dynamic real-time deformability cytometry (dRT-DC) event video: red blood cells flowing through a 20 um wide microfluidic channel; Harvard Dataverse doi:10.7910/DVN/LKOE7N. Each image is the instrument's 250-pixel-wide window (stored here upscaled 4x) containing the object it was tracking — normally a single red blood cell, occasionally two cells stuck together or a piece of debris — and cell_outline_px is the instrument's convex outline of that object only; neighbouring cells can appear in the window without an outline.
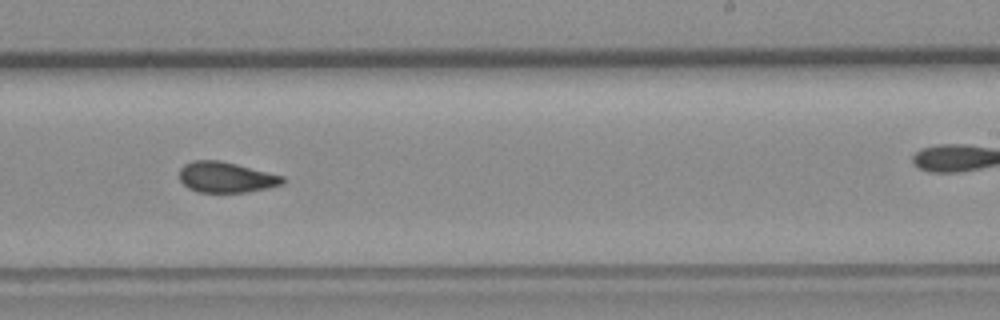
{"species": "common noctule bat (a hibernating species)", "species_latin": "Nyctalus noctula", "temperature_condition": "room temperature", "stored_images_in_passage": 53, "camera_frame_rate_fps": 3000, "um_per_image_px": 0.085, "animal": {"sex": "female", "body_mass_g": 19.3, "forearm_length_mm": 54.1}, "frame": {"image": 1, "passage_image": 31, "time_ms": 10.0, "image_size_px": [1000, 320], "cell_outline_px": [[288, 180], [284, 184], [248, 192], [196, 192], [188, 188], [180, 180], [180, 168], [184, 164], [192, 160], [220, 160], [284, 176]], "centroid_in_image_um": [19.23, 15.06], "position_along_channel_um": 269.8, "area_um2": 18.55}, "authors_computed_cell_mechanics": {"area_um2": 19.1318, "velocity_mm_per_s": 3.8565, "shape_relaxation_time_tau1_ms": null, "shape_relaxation_time_tau2_ms": 1.5714, "deformation_change_tau1": null, "deformation_change_tau2": 0.0533}}